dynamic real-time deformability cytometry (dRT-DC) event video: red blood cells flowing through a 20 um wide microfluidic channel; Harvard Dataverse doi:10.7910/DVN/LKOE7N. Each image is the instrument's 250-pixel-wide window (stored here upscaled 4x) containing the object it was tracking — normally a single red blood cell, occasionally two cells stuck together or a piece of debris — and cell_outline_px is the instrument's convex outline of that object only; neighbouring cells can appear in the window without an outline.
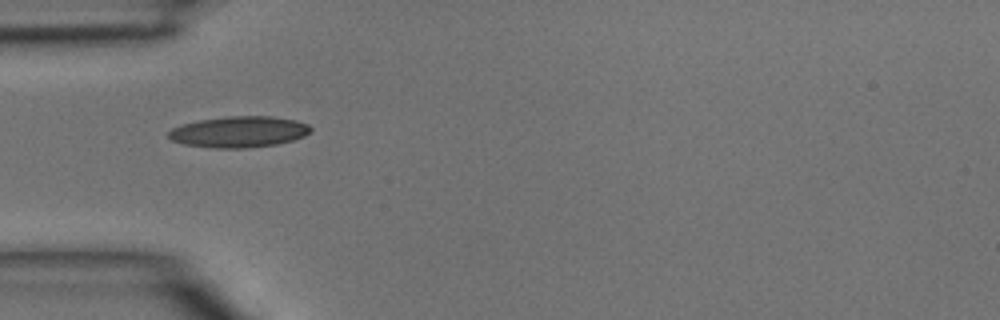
{"species": "common noctule bat (a hibernating species)", "species_latin": "Nyctalus noctula", "temperature_condition": "room temperature", "stored_images_in_passage": 1, "camera_frame_rate_fps": 3000, "um_per_image_px": 0.085, "animal": {"sex": "male", "body_mass_g": 15.6}, "frame": {"image": 1, "passage_image": 1, "time_ms": 0.0, "image_size_px": [1000, 320], "cell_outline_px": [[312, 132], [304, 136], [292, 140], [276, 144], [244, 148], [212, 148], [184, 144], [172, 140], [168, 136], [168, 132], [172, 128], [180, 124], [200, 120], [228, 116], [272, 116], [296, 120], [308, 124], [312, 128]], "centroid_in_image_um": [20.32, 11.2], "position_along_channel_um": 64.7, "area_um2": 25.84}}